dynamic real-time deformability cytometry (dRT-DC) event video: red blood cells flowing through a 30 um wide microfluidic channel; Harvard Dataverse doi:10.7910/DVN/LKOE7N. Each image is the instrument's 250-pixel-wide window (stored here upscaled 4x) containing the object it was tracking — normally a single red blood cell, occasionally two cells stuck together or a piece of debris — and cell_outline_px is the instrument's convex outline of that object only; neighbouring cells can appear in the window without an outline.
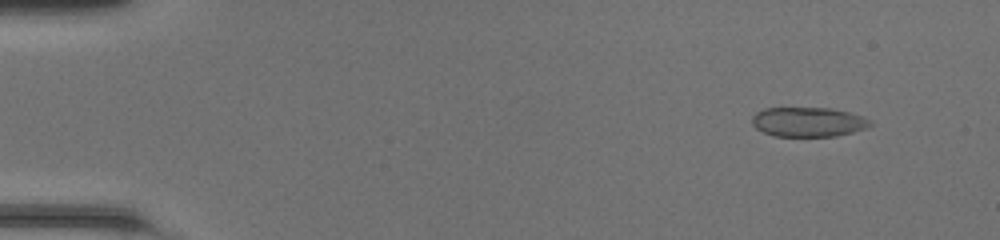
{"species": "common noctule bat (a hibernating species)", "species_latin": "Nyctalus noctula", "temperature_condition": "room temperature", "stored_images_in_passage": 49, "camera_frame_rate_fps": 3000, "um_per_image_px": 0.085, "animal": {"sex": "female", "body_mass_g": 20.0, "forearm_length_mm": 54.0}, "frame": {"image": 1, "passage_image": 5, "time_ms": 1.333, "image_size_px": [1000, 240], "cell_outline_px": [[872, 124], [868, 128], [836, 136], [772, 136], [756, 128], [752, 124], [752, 116], [756, 112], [764, 108], [832, 108], [864, 116], [872, 120]], "centroid_in_image_um": [68.72, 10.36], "position_along_channel_um": 16.3, "area_um2": 20.52}}
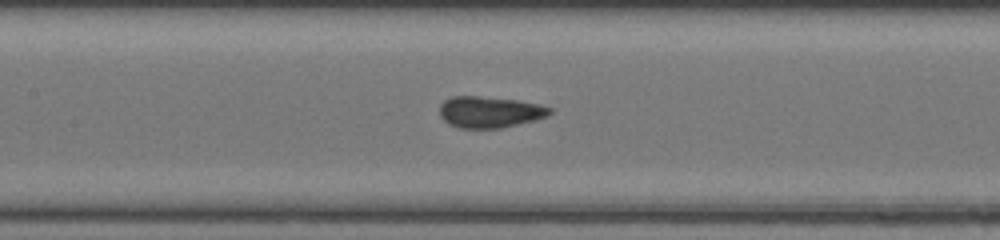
{"frame": {"image": 2, "passage_image": 24, "time_ms": 7.667, "image_size_px": [1000, 240], "cell_outline_px": [[552, 112], [548, 116], [536, 120], [500, 128], [460, 128], [448, 124], [440, 116], [440, 104], [444, 100], [452, 96], [476, 96], [520, 100], [540, 104], [552, 108]], "centroid_in_image_um": [41.64, 9.52], "position_along_channel_um": 165.8, "area_um2": 20.29}}
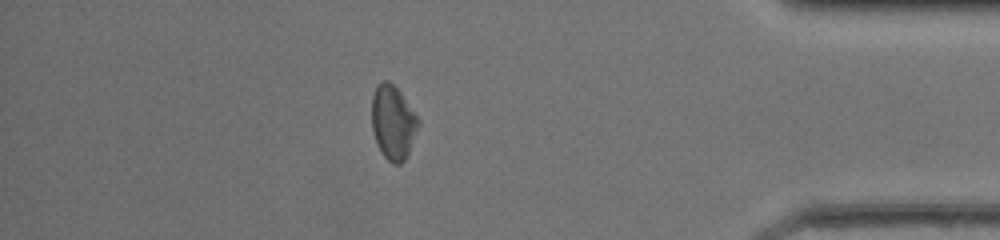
{"frame": {"image": 3, "passage_image": 43, "time_ms": 14.0, "image_size_px": [1000, 240], "cell_outline_px": [[420, 124], [408, 152], [404, 160], [400, 164], [392, 164], [380, 152], [376, 144], [372, 128], [372, 96], [376, 88], [384, 80], [388, 80], [400, 92], [420, 120]], "centroid_in_image_um": [33.4, 10.43], "position_along_channel_um": 401.8, "area_um2": 19.94}, "authors_computed_cell_mechanics": {"area_um2": 20.2878, "velocity_mm_per_s": 4.2976, "shape_relaxation_time_tau1_ms": null, "shape_relaxation_time_tau2_ms": 0.8683, "deformation_change_tau1": null, "deformation_change_tau2": 0.0536}}